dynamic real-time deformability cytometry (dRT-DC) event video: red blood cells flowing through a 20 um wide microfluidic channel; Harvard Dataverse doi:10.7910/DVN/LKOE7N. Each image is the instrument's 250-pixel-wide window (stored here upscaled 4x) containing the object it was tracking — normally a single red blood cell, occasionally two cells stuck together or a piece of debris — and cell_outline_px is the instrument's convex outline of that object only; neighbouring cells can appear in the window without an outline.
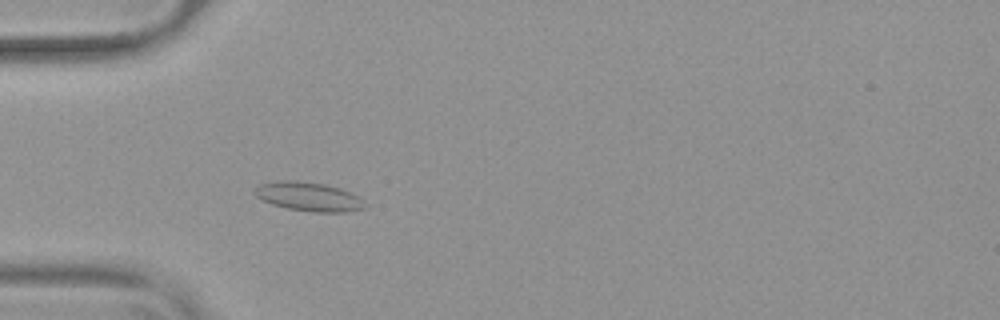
{"species": "common noctule bat (a hibernating species)", "species_latin": "Nyctalus noctula", "temperature_condition": "warm", "stored_images_in_passage": 52, "camera_frame_rate_fps": 3000, "um_per_image_px": 0.085, "animal": {"sex": "female", "body_mass_g": 19.9}, "frame": {"image": 1, "passage_image": 15, "time_ms": 4.667, "image_size_px": [1000, 320], "cell_outline_px": [[368, 204], [364, 208], [348, 212], [316, 212], [288, 208], [272, 204], [256, 196], [252, 192], [252, 188], [260, 184], [280, 180], [296, 180], [324, 184], [340, 188], [360, 196]], "centroid_in_image_um": [26.26, 16.7], "position_along_channel_um": 58.7, "area_um2": 18.79}}
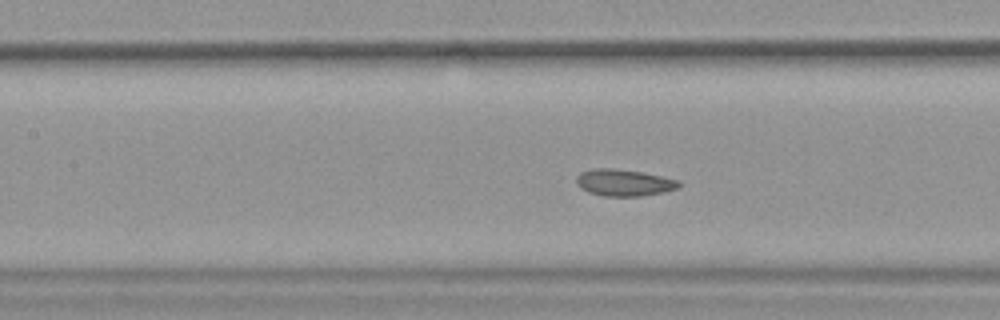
{"frame": {"image": 2, "passage_image": 23, "time_ms": 7.333, "image_size_px": [1000, 320], "cell_outline_px": [[680, 188], [664, 192], [640, 196], [604, 196], [588, 192], [580, 188], [576, 184], [576, 176], [580, 172], [592, 168], [612, 168], [640, 172], [680, 180]], "centroid_in_image_um": [53.01, 15.52], "position_along_channel_um": 154.4, "area_um2": 16.07}}
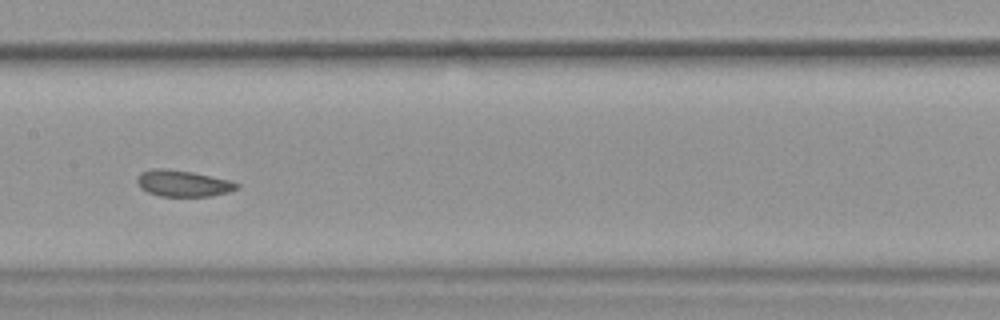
{"frame": {"image": 3, "passage_image": 26, "time_ms": 8.333, "image_size_px": [1000, 320], "cell_outline_px": [[240, 188], [228, 192], [208, 196], [160, 196], [148, 192], [140, 188], [136, 180], [136, 176], [140, 172], [152, 168], [164, 168], [192, 172], [228, 180], [240, 184]], "centroid_in_image_um": [15.51, 15.58], "position_along_channel_um": 191.9, "area_um2": 15.32}, "authors_computed_cell_mechanics": {"area_um2": 16.6464, "velocity_mm_per_s": 3.7693, "shape_relaxation_time_tau1_ms": null, "shape_relaxation_time_tau2_ms": 1.1071, "deformation_change_tau1": null, "deformation_change_tau2": 0.0579}}